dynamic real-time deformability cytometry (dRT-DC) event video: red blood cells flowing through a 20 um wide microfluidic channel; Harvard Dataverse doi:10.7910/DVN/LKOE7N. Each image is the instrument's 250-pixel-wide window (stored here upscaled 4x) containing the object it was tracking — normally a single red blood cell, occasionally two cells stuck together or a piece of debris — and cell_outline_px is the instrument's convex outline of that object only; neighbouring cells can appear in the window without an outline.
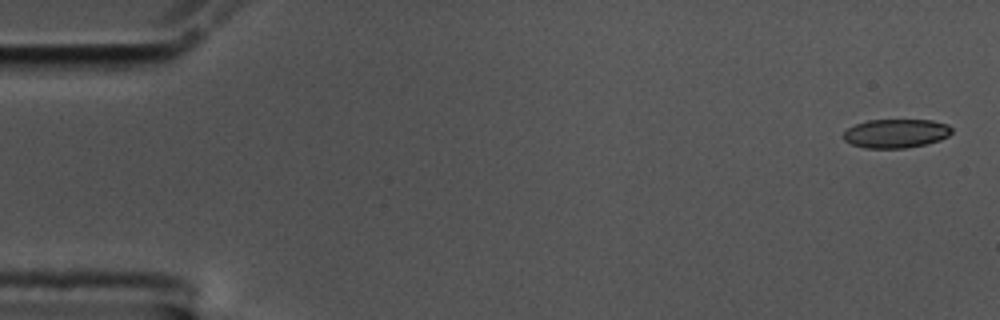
{"species": "common noctule bat (a hibernating species)", "species_latin": "Nyctalus noctula", "temperature_condition": "cold", "stored_images_in_passage": 48, "segment_of_instrument_passage": [1, 2], "camera_frame_rate_fps": 3000, "um_per_image_px": 0.085, "animal": {"sex": "male", "body_mass_g": 17.5, "forearm_length_mm": 52.3}, "frame": {"image": 1, "passage_image": 1, "time_ms": 0.0, "image_size_px": [1000, 320], "cell_outline_px": [[952, 132], [948, 136], [940, 140], [924, 144], [904, 148], [864, 148], [852, 144], [844, 140], [840, 136], [848, 128], [856, 124], [868, 120], [932, 120], [948, 124], [952, 128]], "centroid_in_image_um": [76.14, 11.34], "position_along_channel_um": 8.9, "area_um2": 18.26}}
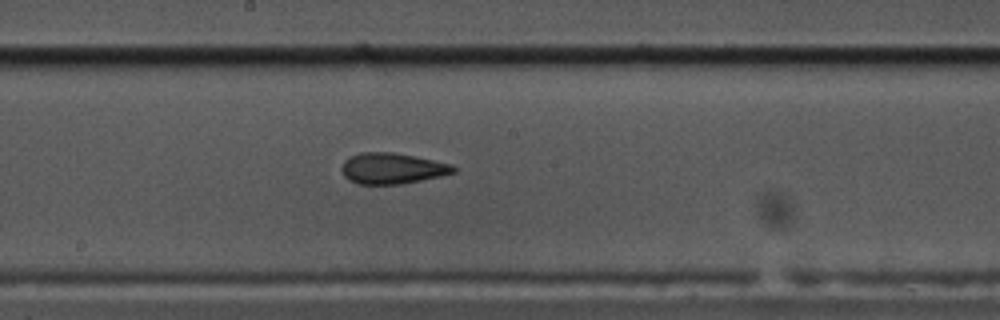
{"frame": {"image": 2, "passage_image": 21, "time_ms": 6.667, "image_size_px": [1000, 320], "cell_outline_px": [[456, 172], [440, 176], [400, 184], [356, 184], [348, 180], [344, 176], [340, 168], [344, 160], [360, 152], [392, 152], [452, 164], [456, 168]], "centroid_in_image_um": [33.29, 14.32], "position_along_channel_um": 214.9, "area_um2": 20.06}}
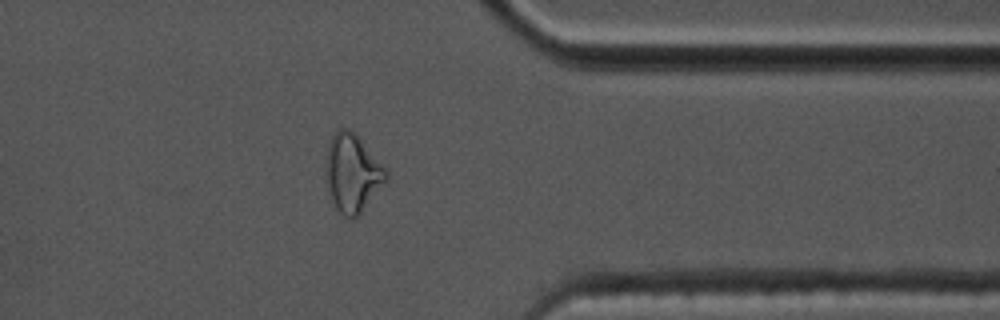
{"frame": {"image": 3, "passage_image": 36, "time_ms": 11.667, "image_size_px": [1000, 320], "cell_outline_px": [[388, 180], [356, 220], [352, 220], [344, 216], [336, 208], [332, 200], [324, 172], [324, 160], [328, 144], [332, 136], [340, 128], [348, 128], [360, 140], [388, 172]], "centroid_in_image_um": [29.93, 14.77], "position_along_channel_um": 381.5, "area_um2": 27.46}}